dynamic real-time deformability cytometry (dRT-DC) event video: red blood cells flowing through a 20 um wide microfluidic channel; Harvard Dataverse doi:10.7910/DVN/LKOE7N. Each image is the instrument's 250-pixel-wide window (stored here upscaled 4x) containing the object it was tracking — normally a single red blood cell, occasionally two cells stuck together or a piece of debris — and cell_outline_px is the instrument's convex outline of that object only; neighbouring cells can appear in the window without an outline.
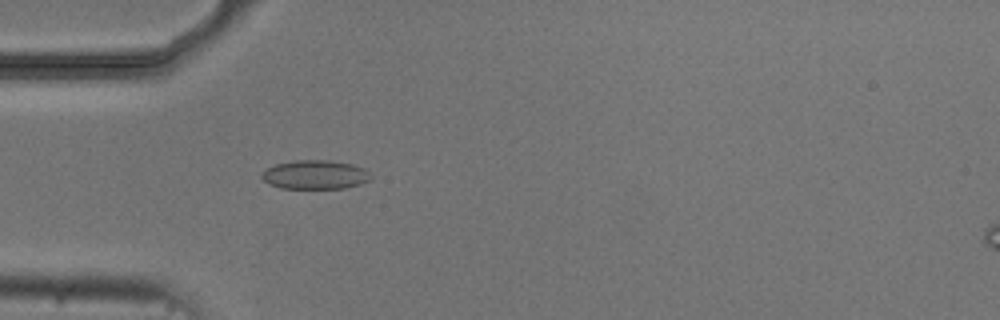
{"species": "common noctule bat (a hibernating species)", "species_latin": "Nyctalus noctula", "temperature_condition": "cold", "stored_images_in_passage": 1, "camera_frame_rate_fps": 3000, "um_per_image_px": 0.085, "animal": {"sex": "male", "body_mass_g": 20.5, "forearm_length_mm": 52.5}, "frame": {"image": 1, "passage_image": 1, "time_ms": 0.0, "image_size_px": [1000, 320], "cell_outline_px": [[372, 176], [368, 180], [360, 184], [344, 188], [280, 188], [268, 184], [260, 176], [268, 168], [276, 164], [292, 160], [328, 160], [352, 164], [364, 168]], "centroid_in_image_um": [26.78, 14.84], "position_along_channel_um": 58.2, "area_um2": 18.32}}